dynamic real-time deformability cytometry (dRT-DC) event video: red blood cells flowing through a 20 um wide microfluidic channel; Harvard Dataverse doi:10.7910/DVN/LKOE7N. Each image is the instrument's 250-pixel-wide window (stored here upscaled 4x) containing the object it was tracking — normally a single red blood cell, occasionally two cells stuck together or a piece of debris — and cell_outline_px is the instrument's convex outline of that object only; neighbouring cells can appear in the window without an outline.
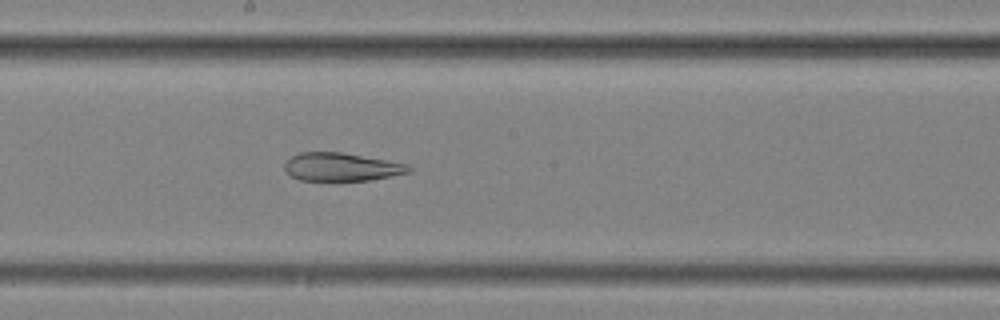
{"species": "common noctule bat (a hibernating species)", "species_latin": "Nyctalus noctula", "temperature_condition": "cold", "stored_images_in_passage": 56, "camera_frame_rate_fps": 3000, "um_per_image_px": 0.085, "animal": {"sex": "female", "body_mass_g": 25.1}, "frame": {"image": 1, "passage_image": 31, "time_ms": 10.0, "image_size_px": [1000, 320], "cell_outline_px": [[412, 172], [368, 180], [300, 180], [292, 176], [284, 168], [284, 160], [300, 152], [340, 152], [408, 164], [412, 168]], "centroid_in_image_um": [29.01, 14.18], "position_along_channel_um": 219.2, "area_um2": 20.23}}
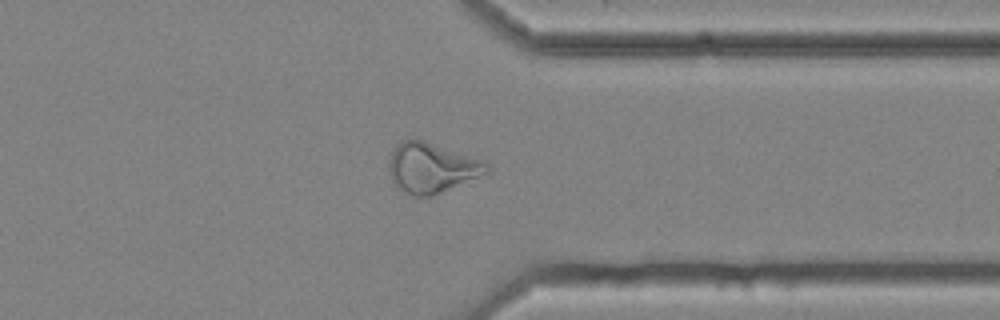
{"frame": {"image": 2, "passage_image": 44, "time_ms": 14.333, "image_size_px": [1000, 320], "cell_outline_px": [[488, 172], [432, 196], [412, 196], [396, 188], [388, 172], [388, 160], [396, 144], [400, 140], [424, 140], [484, 160], [488, 164]], "centroid_in_image_um": [36.63, 14.26], "position_along_channel_um": 374.8, "area_um2": 28.5}}
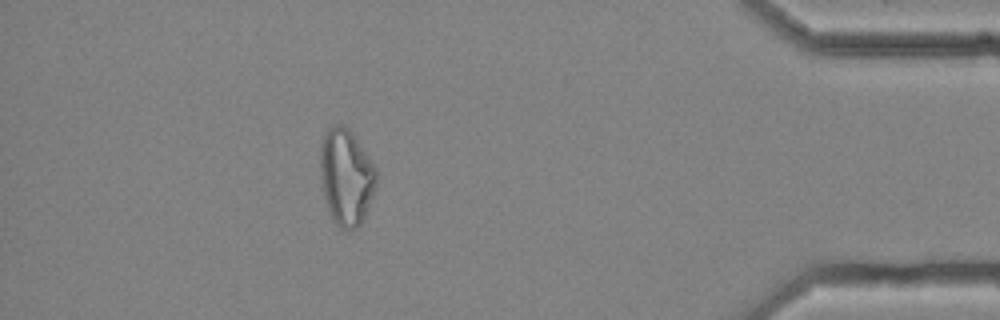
{"frame": {"image": 3, "passage_image": 50, "time_ms": 16.333, "image_size_px": [1000, 320], "cell_outline_px": [[376, 188], [364, 220], [356, 228], [340, 228], [332, 220], [324, 196], [320, 176], [320, 144], [328, 128], [336, 124], [344, 124], [352, 132], [376, 168]], "centroid_in_image_um": [29.42, 15.04], "position_along_channel_um": 405.8, "area_um2": 31.62}, "authors_computed_cell_mechanics": {"area_um2": 29.8248, "velocity_mm_per_s": 3.6124, "shape_relaxation_time_tau1_ms": null, "shape_relaxation_time_tau2_ms": 3.8187, "deformation_change_tau1": null, "deformation_change_tau2": 0.1285}}